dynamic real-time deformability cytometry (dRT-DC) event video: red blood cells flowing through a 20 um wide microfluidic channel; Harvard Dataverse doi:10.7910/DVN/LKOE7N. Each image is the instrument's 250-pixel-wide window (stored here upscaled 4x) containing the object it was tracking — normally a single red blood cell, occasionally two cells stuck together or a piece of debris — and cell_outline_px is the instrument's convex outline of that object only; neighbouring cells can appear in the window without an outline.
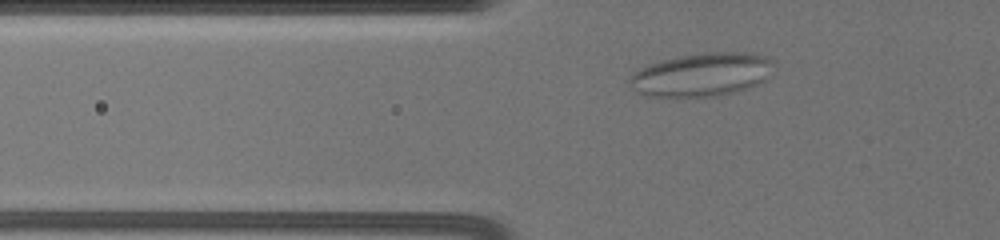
{"species": "common noctule bat (a hibernating species)", "species_latin": "Nyctalus noctula", "temperature_condition": "warm", "stored_images_in_passage": 21, "camera_frame_rate_fps": 3000, "um_per_image_px": 0.085, "animal": {"sex": "female", "body_mass_g": 19.5, "forearm_length_mm": 54.1}, "frame": {"image": 1, "passage_image": 8, "time_ms": 2.333, "image_size_px": [1000, 240], "cell_outline_px": [[772, 60], [764, 80], [748, 88], [716, 96], [644, 96], [636, 92], [628, 84], [628, 80], [640, 68], [648, 64], [680, 56], [708, 52], [752, 52], [768, 56]], "centroid_in_image_um": [59.6, 6.33], "position_along_channel_um": 66.2, "area_um2": 36.01}}
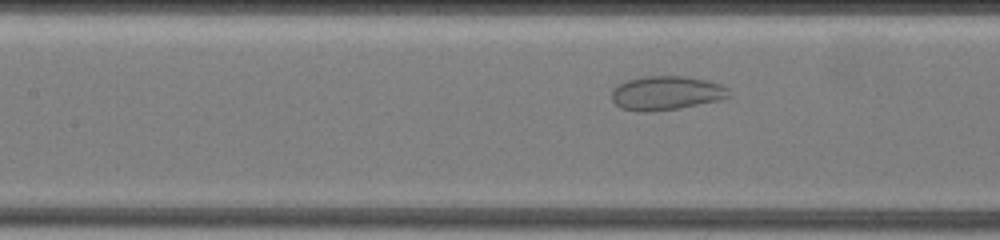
{"frame": {"image": 2, "passage_image": 16, "time_ms": 5.0, "image_size_px": [1000, 240], "cell_outline_px": [[732, 96], [720, 100], [680, 108], [652, 112], [636, 112], [620, 108], [612, 100], [612, 92], [620, 84], [628, 80], [644, 76], [684, 76], [708, 80], [720, 84], [728, 88]], "centroid_in_image_um": [56.67, 7.92], "position_along_channel_um": 150.7, "area_um2": 23.41}}
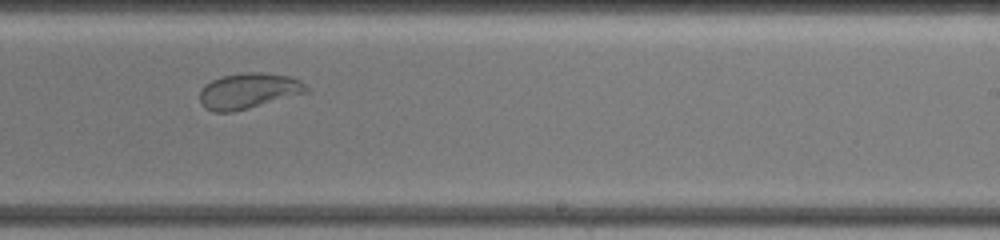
{"frame": {"image": 3, "passage_image": 20, "time_ms": 8.333, "image_size_px": [1000, 240], "cell_outline_px": [[308, 92], [248, 108], [232, 112], [212, 112], [204, 108], [200, 104], [200, 92], [204, 84], [212, 80], [224, 76], [244, 72], [264, 72], [292, 76], [300, 80], [308, 88]], "centroid_in_image_um": [21.1, 7.72], "position_along_channel_um": 267.9, "area_um2": 22.2}}